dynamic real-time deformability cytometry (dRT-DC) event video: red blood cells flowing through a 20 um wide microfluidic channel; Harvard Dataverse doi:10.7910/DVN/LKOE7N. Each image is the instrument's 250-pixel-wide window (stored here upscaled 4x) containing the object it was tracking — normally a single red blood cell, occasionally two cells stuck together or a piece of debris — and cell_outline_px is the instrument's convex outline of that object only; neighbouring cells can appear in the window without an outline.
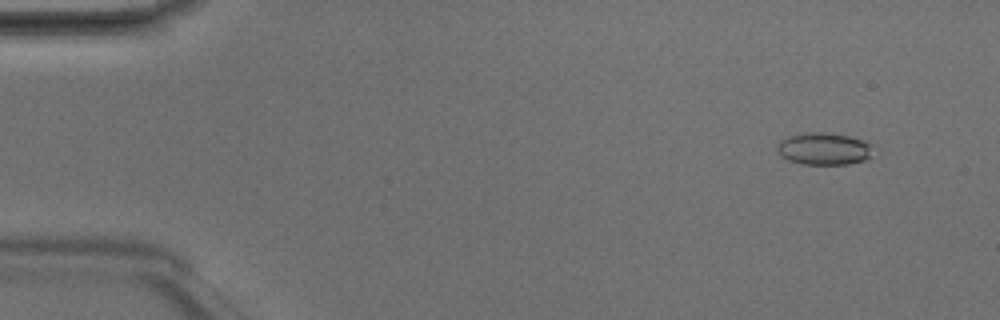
{"species": "Egyptian fruit bat (a non-hibernating species)", "species_latin": "Rousettus aegyptiacus", "temperature_condition": "room temperature", "stored_images_in_passage": 8, "camera_frame_rate_fps": 3000, "um_per_image_px": 0.085, "animal": {"sex": "male"}, "frame": {"image": 1, "passage_image": 2, "time_ms": 0.333, "image_size_px": [1000, 320], "cell_outline_px": [[876, 144], [868, 156], [864, 160], [848, 164], [800, 164], [788, 160], [780, 156], [776, 152], [776, 148], [780, 140], [788, 136], [804, 132], [824, 132], [848, 136]], "centroid_in_image_um": [70.0, 12.64], "position_along_channel_um": 15.0, "area_um2": 18.21}}
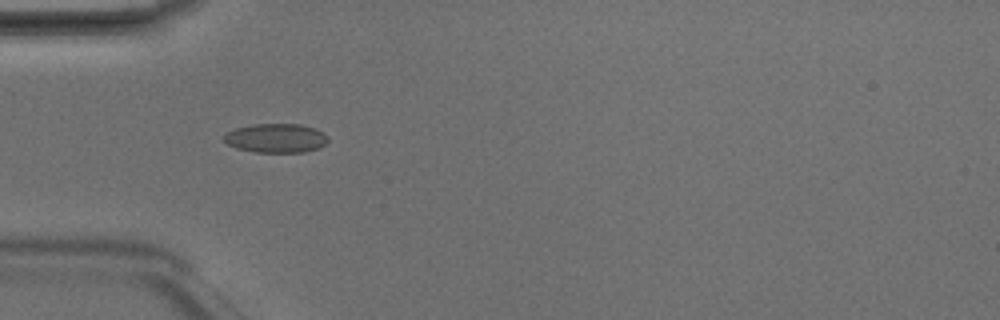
{"frame": {"image": 2, "passage_image": 5, "time_ms": 1.333, "image_size_px": [1000, 320], "cell_outline_px": [[328, 140], [324, 144], [316, 148], [304, 152], [256, 152], [236, 148], [228, 144], [224, 140], [224, 136], [228, 132], [236, 128], [256, 124], [300, 124], [316, 128], [328, 136]], "centroid_in_image_um": [23.47, 11.74], "position_along_channel_um": 61.5, "area_um2": 17.46}}
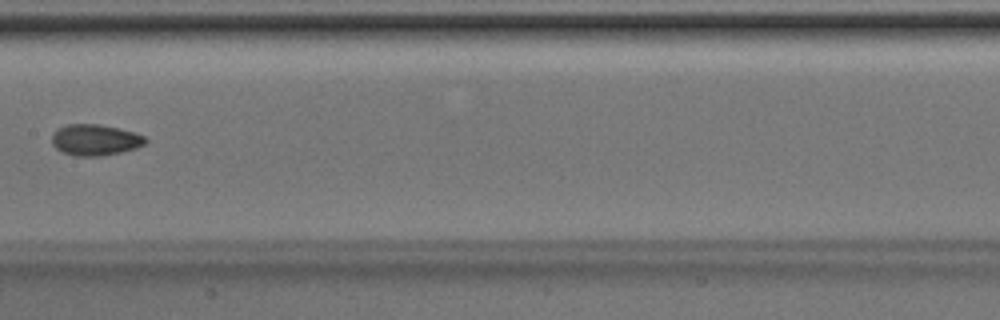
{"frame": {"image": 3, "passage_image": 8, "time_ms": 2.333, "image_size_px": [1000, 320], "cell_outline_px": [[148, 140], [144, 144], [136, 148], [104, 156], [76, 156], [64, 152], [56, 148], [52, 144], [52, 136], [60, 128], [68, 124], [100, 124], [120, 128], [136, 132], [144, 136]], "centroid_in_image_um": [8.13, 11.89], "position_along_channel_um": 199.3, "area_um2": 16.94}}